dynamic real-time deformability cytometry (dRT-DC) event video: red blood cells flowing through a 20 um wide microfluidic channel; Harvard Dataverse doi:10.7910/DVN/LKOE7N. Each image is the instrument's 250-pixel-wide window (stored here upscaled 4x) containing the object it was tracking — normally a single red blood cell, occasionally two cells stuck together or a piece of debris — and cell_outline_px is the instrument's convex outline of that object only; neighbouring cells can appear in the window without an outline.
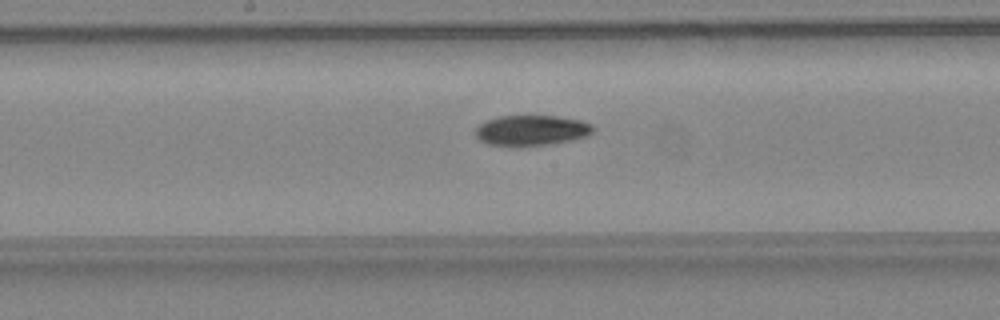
{"species": "common noctule bat (a hibernating species)", "species_latin": "Nyctalus noctula", "temperature_condition": "warm", "stored_images_in_passage": 34, "camera_frame_rate_fps": 3000, "um_per_image_px": 0.085, "animal": {"sex": "female", "body_mass_g": 24.6, "forearm_length_mm": 56.2}, "frame": {"image": 1, "passage_image": 18, "time_ms": 5.667, "image_size_px": [1000, 320], "cell_outline_px": [[596, 128], [588, 136], [568, 140], [544, 144], [488, 144], [480, 140], [476, 136], [476, 128], [484, 120], [500, 116], [556, 116], [580, 120], [592, 124]], "centroid_in_image_um": [45.19, 11.04], "position_along_channel_um": 203.0, "area_um2": 20.23}}
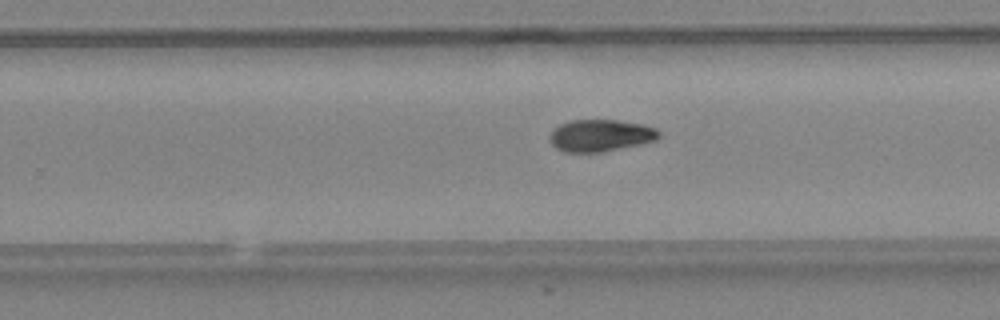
{"frame": {"image": 2, "passage_image": 23, "time_ms": 7.333, "image_size_px": [1000, 320], "cell_outline_px": [[660, 136], [656, 140], [640, 144], [604, 152], [564, 152], [556, 148], [548, 140], [548, 136], [552, 128], [568, 120], [616, 120], [640, 124], [656, 128], [660, 132]], "centroid_in_image_um": [50.99, 11.52], "position_along_channel_um": 278.8, "area_um2": 20.58}}
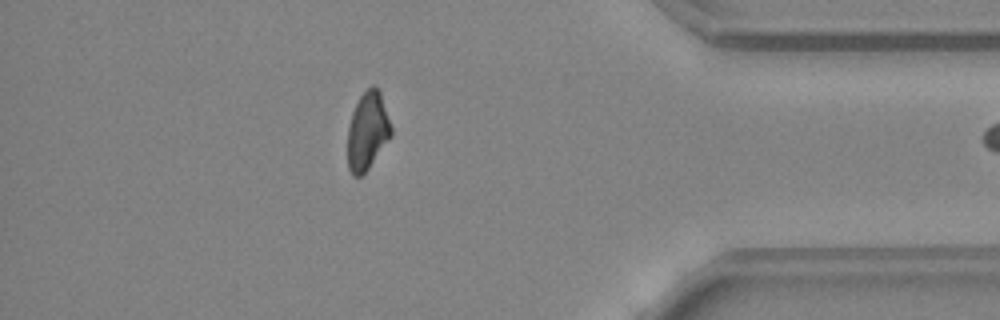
{"frame": {"image": 3, "passage_image": 33, "time_ms": 10.667, "image_size_px": [1000, 320], "cell_outline_px": [[392, 136], [368, 168], [360, 176], [352, 176], [348, 168], [348, 128], [352, 112], [360, 96], [372, 84], [376, 84], [380, 92], [392, 128]], "centroid_in_image_um": [31.24, 11.12], "position_along_channel_um": 404.0, "area_um2": 19.65}}